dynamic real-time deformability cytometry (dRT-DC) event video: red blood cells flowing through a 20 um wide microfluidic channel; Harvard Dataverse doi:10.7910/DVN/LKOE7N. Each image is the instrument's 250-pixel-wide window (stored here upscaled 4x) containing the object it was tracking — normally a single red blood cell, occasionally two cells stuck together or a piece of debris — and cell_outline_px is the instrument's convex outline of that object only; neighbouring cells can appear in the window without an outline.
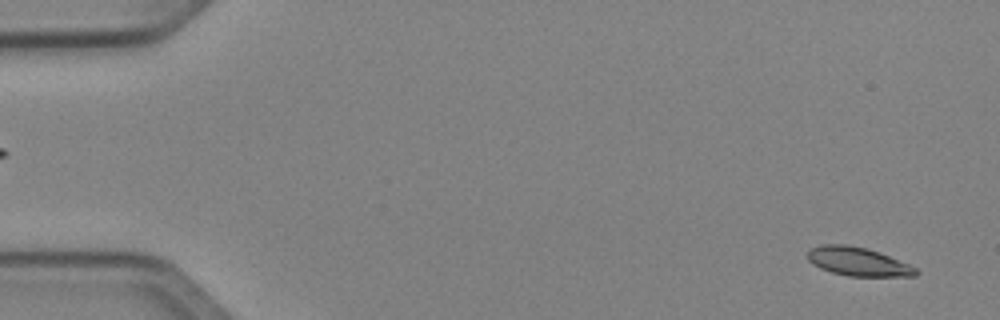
{"species": "Egyptian fruit bat (a non-hibernating species)", "species_latin": "Rousettus aegyptiacus", "temperature_condition": "cold", "stored_images_in_passage": 50, "camera_frame_rate_fps": 3000, "um_per_image_px": 0.085, "animal": {"sex": "female"}, "frame": {"image": 1, "passage_image": 2, "time_ms": 0.333, "image_size_px": [1000, 320], "cell_outline_px": [[920, 272], [916, 276], [848, 276], [832, 272], [820, 268], [812, 264], [808, 260], [808, 248], [820, 244], [844, 244], [868, 248], [908, 264], [916, 268]], "centroid_in_image_um": [72.89, 22.23], "position_along_channel_um": 12.1, "area_um2": 18.09}}
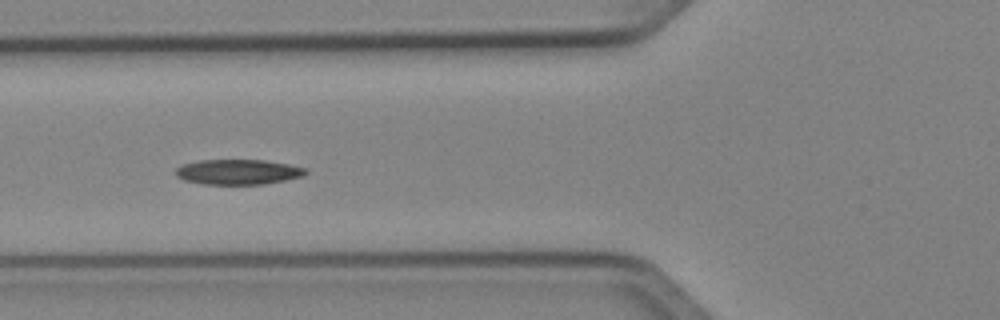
{"frame": {"image": 2, "passage_image": 19, "time_ms": 6.0, "image_size_px": [1000, 320], "cell_outline_px": [[308, 172], [304, 176], [264, 184], [204, 184], [184, 180], [176, 176], [176, 168], [180, 164], [200, 160], [264, 160], [288, 164], [308, 168]], "centroid_in_image_um": [20.24, 14.61], "position_along_channel_um": 105.6, "area_um2": 19.13}}
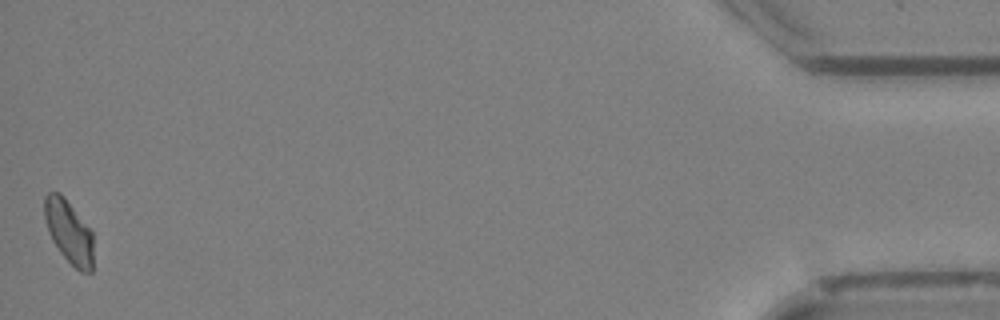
{"frame": {"image": 3, "passage_image": 50, "time_ms": 16.333, "image_size_px": [1000, 320], "cell_outline_px": [[92, 272], [80, 272], [60, 252], [52, 240], [44, 216], [44, 196], [48, 192], [60, 192], [64, 196], [92, 232]], "centroid_in_image_um": [5.84, 19.67], "position_along_channel_um": 429.4, "area_um2": 17.69}, "authors_computed_cell_mechanics": {"area_um2": 18.5538, "velocity_mm_per_s": 4.0088, "shape_relaxation_time_tau1_ms": 9.4584, "shape_relaxation_time_tau2_ms": null, "deformation_change_tau1": 0.1639, "deformation_change_tau2": null}}